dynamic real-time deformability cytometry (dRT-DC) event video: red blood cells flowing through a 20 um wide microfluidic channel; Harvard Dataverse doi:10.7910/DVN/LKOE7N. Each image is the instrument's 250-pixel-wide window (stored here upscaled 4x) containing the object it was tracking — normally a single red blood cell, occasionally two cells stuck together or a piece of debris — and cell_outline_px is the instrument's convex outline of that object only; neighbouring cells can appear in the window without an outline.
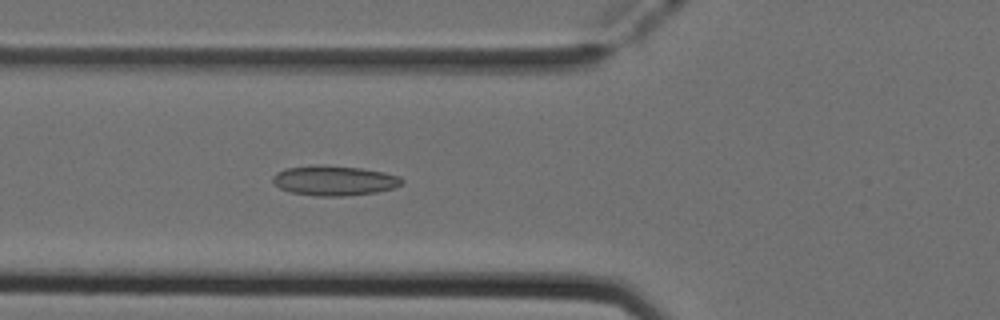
{"species": "Egyptian fruit bat (a non-hibernating species)", "species_latin": "Rousettus aegyptiacus", "temperature_condition": "cold", "stored_images_in_passage": 43, "camera_frame_rate_fps": 3000, "um_per_image_px": 0.085, "animal": {"sex": "female"}, "frame": {"image": 1, "passage_image": 11, "time_ms": 3.333, "image_size_px": [1000, 320], "cell_outline_px": [[404, 184], [396, 188], [376, 192], [344, 196], [316, 196], [292, 192], [280, 188], [272, 184], [272, 176], [276, 172], [284, 168], [360, 168], [384, 172], [400, 176], [404, 180]], "centroid_in_image_um": [28.47, 15.4], "position_along_channel_um": 97.3, "area_um2": 21.73}}
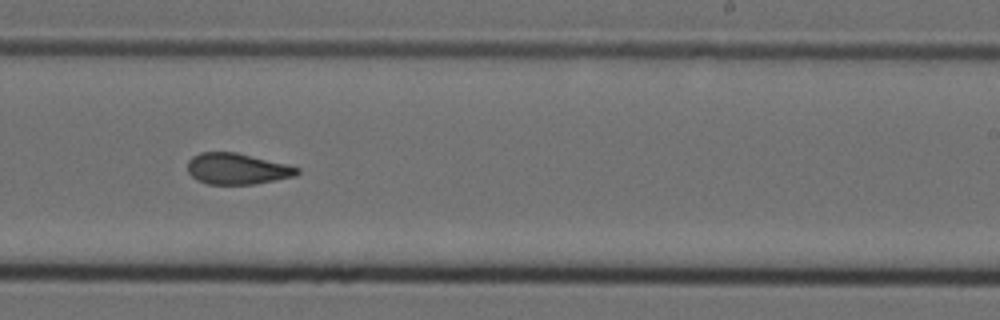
{"frame": {"image": 2, "passage_image": 24, "time_ms": 7.667, "image_size_px": [1000, 320], "cell_outline_px": [[300, 172], [296, 176], [256, 184], [208, 184], [196, 180], [188, 172], [188, 160], [192, 156], [200, 152], [236, 152], [288, 164], [300, 168]], "centroid_in_image_um": [20.17, 14.34], "position_along_channel_um": 268.8, "area_um2": 20.06}}
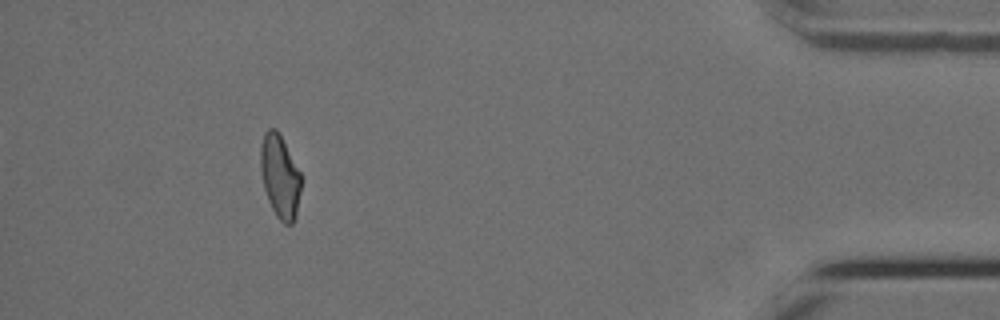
{"frame": {"image": 3, "passage_image": 39, "time_ms": 12.667, "image_size_px": [1000, 320], "cell_outline_px": [[300, 192], [296, 216], [292, 224], [284, 224], [276, 216], [268, 200], [264, 188], [260, 172], [260, 144], [264, 132], [268, 128], [276, 128], [280, 132], [300, 172]], "centroid_in_image_um": [23.77, 14.95], "position_along_channel_um": 411.4, "area_um2": 19.88}, "authors_computed_cell_mechanics": {"area_um2": 20.519, "velocity_mm_per_s": 3.9487, "shape_relaxation_time_tau1_ms": 10.424, "shape_relaxation_time_tau2_ms": 2.9143, "deformation_change_tau1": 0.214, "deformation_change_tau2": 0.0929}}